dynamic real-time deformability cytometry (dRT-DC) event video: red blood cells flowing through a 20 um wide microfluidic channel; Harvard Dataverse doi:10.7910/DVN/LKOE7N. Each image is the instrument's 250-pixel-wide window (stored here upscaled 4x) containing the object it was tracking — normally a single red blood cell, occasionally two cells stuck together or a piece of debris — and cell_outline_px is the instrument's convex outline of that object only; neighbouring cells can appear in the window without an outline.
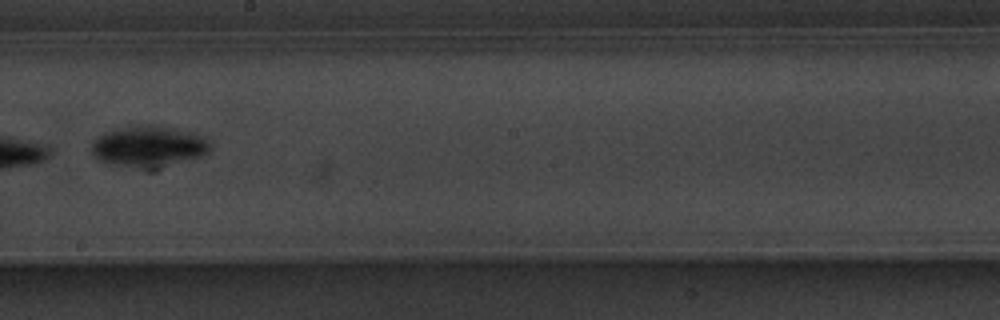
{"species": "common noctule bat (a hibernating species)", "species_latin": "Nyctalus noctula", "temperature_condition": "warm", "stored_images_in_passage": 11, "camera_frame_rate_fps": 3000, "um_per_image_px": 0.085, "animal": {"sex": "male", "body_mass_g": 20.1, "forearm_length_mm": 53.5}, "frame": {"image": 1, "passage_image": 5, "time_ms": 5.667, "image_size_px": [1000, 320], "cell_outline_px": [[212, 148], [204, 156], [156, 168], [144, 168], [116, 164], [100, 160], [92, 156], [92, 144], [100, 136], [108, 132], [148, 124], [156, 124], [196, 132], [208, 136], [212, 140]], "centroid_in_image_um": [12.8, 12.43], "position_along_channel_um": 235.4, "area_um2": 28.38}}
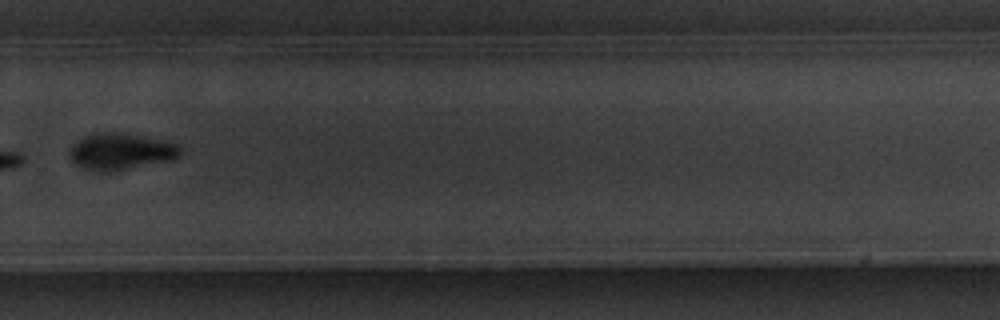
{"frame": {"image": 2, "passage_image": 7, "time_ms": 8.0, "image_size_px": [1000, 320], "cell_outline_px": [[180, 152], [172, 160], [108, 172], [104, 172], [84, 168], [76, 164], [68, 156], [68, 152], [72, 144], [88, 136], [100, 132], [120, 132], [140, 136], [176, 144], [180, 148]], "centroid_in_image_um": [10.21, 12.88], "position_along_channel_um": 319.6, "area_um2": 23.0}, "authors_computed_cell_mechanics": {"area_um2": 23.12, "velocity_mm_per_s": 3.6083, "shape_relaxation_time_tau1_ms": 2.0871, "shape_relaxation_time_tau2_ms": null, "deformation_change_tau1": 0.0784, "deformation_change_tau2": null}}